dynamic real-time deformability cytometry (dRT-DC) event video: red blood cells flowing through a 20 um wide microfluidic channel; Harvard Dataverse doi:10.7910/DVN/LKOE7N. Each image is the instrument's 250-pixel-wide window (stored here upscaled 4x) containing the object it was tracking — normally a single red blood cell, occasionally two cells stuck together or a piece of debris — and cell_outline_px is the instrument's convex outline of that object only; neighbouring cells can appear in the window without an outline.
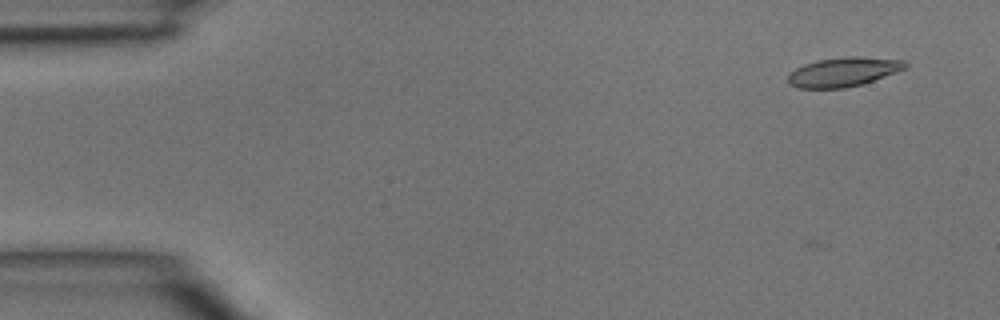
{"species": "common noctule bat (a hibernating species)", "species_latin": "Nyctalus noctula", "temperature_condition": "room temperature", "stored_images_in_passage": 7, "camera_frame_rate_fps": 3000, "um_per_image_px": 0.085, "animal": {"sex": "male", "body_mass_g": 15.6}, "frame": {"image": 1, "passage_image": 1, "time_ms": 0.0, "image_size_px": [1000, 320], "cell_outline_px": [[908, 68], [864, 84], [844, 88], [796, 88], [788, 84], [788, 76], [796, 68], [804, 64], [816, 60], [848, 56], [856, 56], [904, 60], [908, 64]], "centroid_in_image_um": [71.71, 6.11], "position_along_channel_um": 13.3, "area_um2": 20.17}}